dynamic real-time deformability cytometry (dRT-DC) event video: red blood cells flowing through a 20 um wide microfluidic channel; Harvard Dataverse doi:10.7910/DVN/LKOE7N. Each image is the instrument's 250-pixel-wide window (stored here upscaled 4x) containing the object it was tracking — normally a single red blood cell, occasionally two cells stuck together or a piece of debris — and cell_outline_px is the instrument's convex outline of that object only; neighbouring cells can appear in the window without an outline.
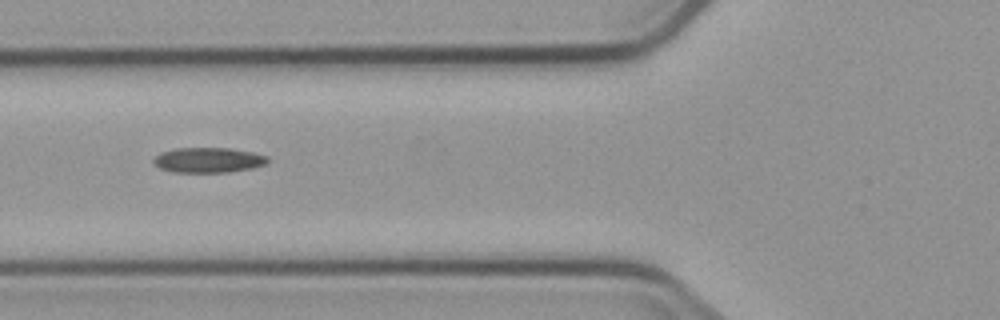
{"species": "common noctule bat (a hibernating species)", "species_latin": "Nyctalus noctula", "temperature_condition": "cold", "stored_images_in_passage": 5, "camera_frame_rate_fps": 3000, "um_per_image_px": 0.085, "animal": {"sex": "male", "body_mass_g": 23.1, "forearm_length_mm": 52.7}, "frame": {"image": 1, "passage_image": 3, "time_ms": 2.333, "image_size_px": [1000, 320], "cell_outline_px": [[268, 164], [252, 168], [228, 172], [172, 172], [160, 168], [152, 160], [156, 156], [164, 152], [176, 148], [228, 148], [252, 152], [268, 156]], "centroid_in_image_um": [17.75, 13.61], "position_along_channel_um": 108.1, "area_um2": 16.59}}
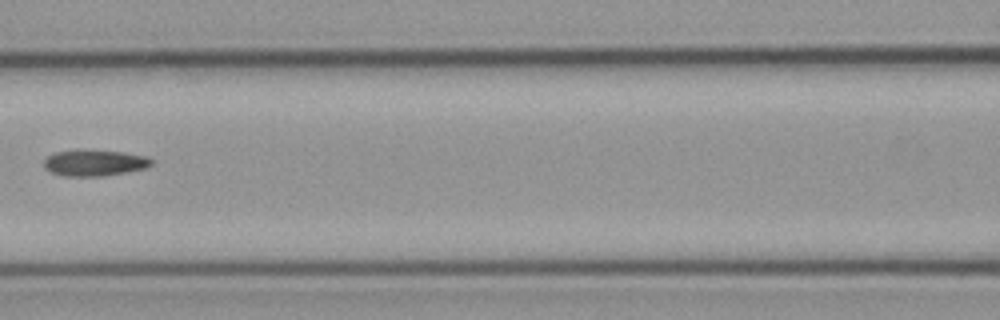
{"frame": {"image": 2, "passage_image": 4, "time_ms": 3.667, "image_size_px": [1000, 320], "cell_outline_px": [[152, 164], [144, 168], [104, 176], [64, 176], [52, 172], [44, 168], [44, 160], [48, 156], [56, 152], [84, 148], [120, 152], [144, 156], [152, 160]], "centroid_in_image_um": [7.97, 13.82], "position_along_channel_um": 158.6, "area_um2": 16.42}}
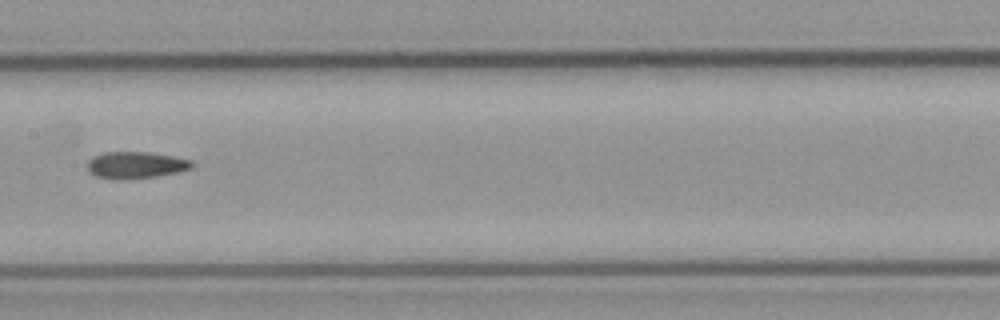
{"frame": {"image": 3, "passage_image": 5, "time_ms": 4.667, "image_size_px": [1000, 320], "cell_outline_px": [[196, 164], [192, 168], [180, 172], [156, 176], [116, 180], [96, 176], [88, 172], [88, 160], [92, 156], [104, 152], [148, 152], [172, 156], [192, 160]], "centroid_in_image_um": [11.55, 14.03], "position_along_channel_um": 195.9, "area_um2": 16.47}}